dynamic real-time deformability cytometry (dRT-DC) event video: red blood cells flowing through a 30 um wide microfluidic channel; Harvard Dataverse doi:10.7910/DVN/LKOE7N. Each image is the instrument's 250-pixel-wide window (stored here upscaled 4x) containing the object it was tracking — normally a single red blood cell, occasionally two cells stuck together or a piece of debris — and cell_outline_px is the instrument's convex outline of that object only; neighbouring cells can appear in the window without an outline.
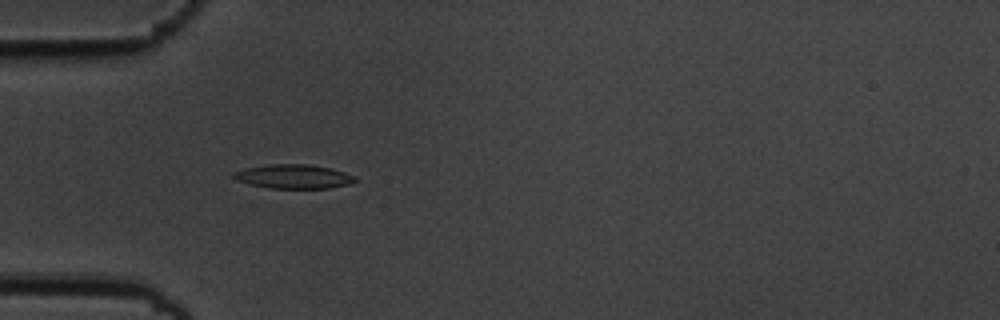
{"species": "common noctule bat (a hibernating species)", "species_latin": "Nyctalus noctula", "temperature_condition": "cold", "stored_images_in_passage": 55, "camera_frame_rate_fps": 3000, "um_per_image_px": 0.085, "animal": {"sex": "male", "body_mass_g": 19.5, "forearm_length_mm": 54.6}, "frame": {"image": 1, "passage_image": 17, "time_ms": 5.333, "image_size_px": [1000, 320], "cell_outline_px": [[360, 180], [348, 184], [328, 188], [268, 188], [236, 180], [232, 176], [232, 172], [244, 168], [264, 164], [308, 164], [332, 168], [356, 176]], "centroid_in_image_um": [24.96, 14.99], "position_along_channel_um": 60.0, "area_um2": 17.22}}
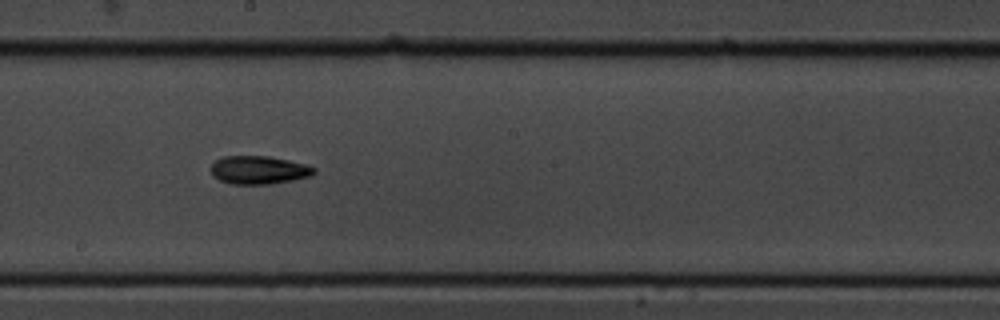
{"frame": {"image": 2, "passage_image": 31, "time_ms": 10.0, "image_size_px": [1000, 320], "cell_outline_px": [[316, 172], [312, 176], [272, 184], [232, 184], [220, 180], [212, 176], [212, 164], [216, 160], [224, 156], [268, 156], [288, 160], [304, 164], [316, 168]], "centroid_in_image_um": [22.01, 14.45], "position_along_channel_um": 226.2, "area_um2": 16.94}}
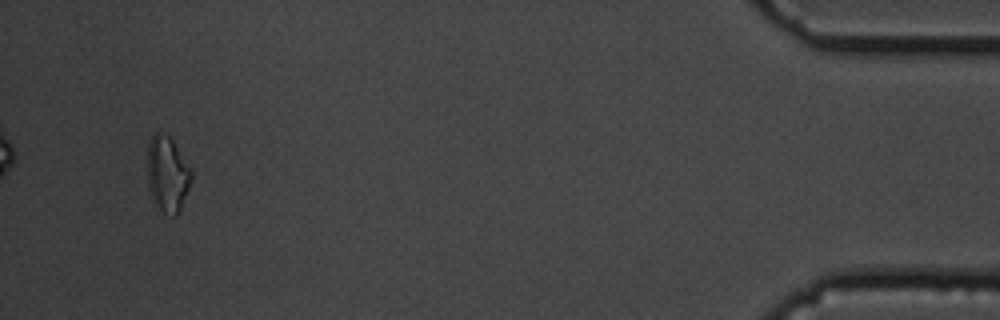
{"frame": {"image": 3, "passage_image": 53, "time_ms": 17.333, "image_size_px": [1000, 320], "cell_outline_px": [[192, 180], [180, 208], [176, 216], [172, 216], [156, 212], [148, 188], [148, 144], [152, 136], [156, 132], [160, 132], [168, 136], [172, 140], [192, 172]], "centroid_in_image_um": [14.2, 14.88], "position_along_channel_um": 421.0, "area_um2": 19.48}, "authors_computed_cell_mechanics": {"area_um2": 16.4152, "velocity_mm_per_s": 3.6474, "shape_relaxation_time_tau1_ms": 5.3096, "shape_relaxation_time_tau2_ms": null, "deformation_change_tau1": 0.1425, "deformation_change_tau2": null}}